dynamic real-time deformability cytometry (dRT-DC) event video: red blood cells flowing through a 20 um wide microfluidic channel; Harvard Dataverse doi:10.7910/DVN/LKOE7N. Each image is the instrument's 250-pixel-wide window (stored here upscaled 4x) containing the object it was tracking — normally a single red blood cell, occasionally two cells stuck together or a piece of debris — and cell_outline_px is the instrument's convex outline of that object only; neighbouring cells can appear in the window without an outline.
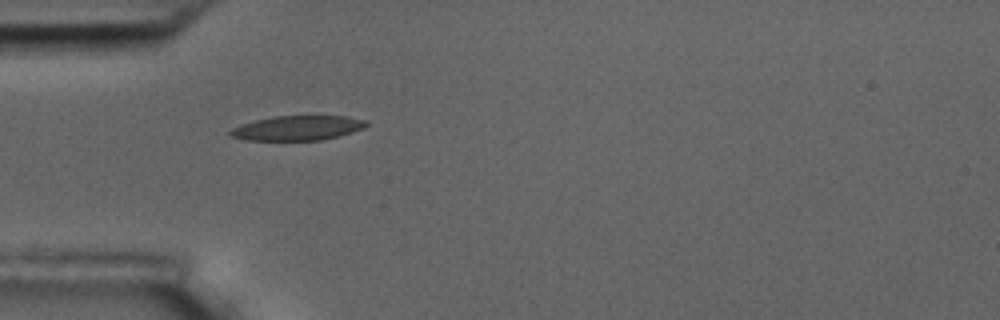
{"species": "common noctule bat (a hibernating species)", "species_latin": "Nyctalus noctula", "temperature_condition": "room temperature", "stored_images_in_passage": 2, "camera_frame_rate_fps": 3000, "um_per_image_px": 0.085, "animal": {"sex": "male", "body_mass_g": 17.5, "forearm_length_mm": 52.3}, "frame": {"image": 1, "passage_image": 1, "time_ms": 0.0, "image_size_px": [1000, 320], "cell_outline_px": [[368, 124], [364, 128], [352, 132], [320, 140], [244, 140], [228, 136], [228, 132], [232, 128], [240, 124], [272, 116], [344, 116], [368, 120]], "centroid_in_image_um": [25.25, 10.88], "position_along_channel_um": 59.8, "area_um2": 19.59}}